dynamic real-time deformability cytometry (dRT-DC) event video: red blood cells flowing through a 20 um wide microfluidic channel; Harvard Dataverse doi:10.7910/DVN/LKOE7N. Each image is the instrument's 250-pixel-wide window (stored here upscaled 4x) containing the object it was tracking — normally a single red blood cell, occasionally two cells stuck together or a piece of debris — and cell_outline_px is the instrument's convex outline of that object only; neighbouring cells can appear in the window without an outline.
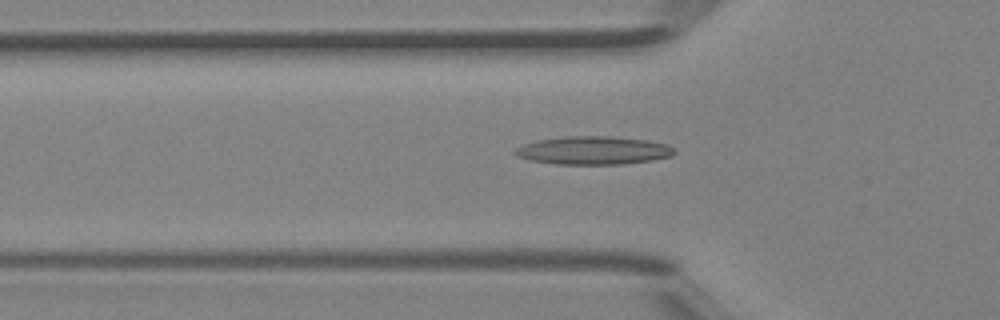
{"species": "Egyptian fruit bat (a non-hibernating species)", "species_latin": "Rousettus aegyptiacus", "temperature_condition": "room temperature", "stored_images_in_passage": 45, "camera_frame_rate_fps": 3000, "um_per_image_px": 0.085, "animal": {"sex": "female"}, "frame": {"image": 1, "passage_image": 15, "time_ms": 4.667, "image_size_px": [1000, 320], "cell_outline_px": [[676, 152], [672, 156], [652, 160], [624, 164], [556, 164], [532, 160], [516, 156], [512, 152], [516, 148], [524, 144], [536, 140], [568, 136], [608, 136], [648, 140], [668, 144], [676, 148]], "centroid_in_image_um": [50.47, 12.78], "position_along_channel_um": 75.3, "area_um2": 26.3}}
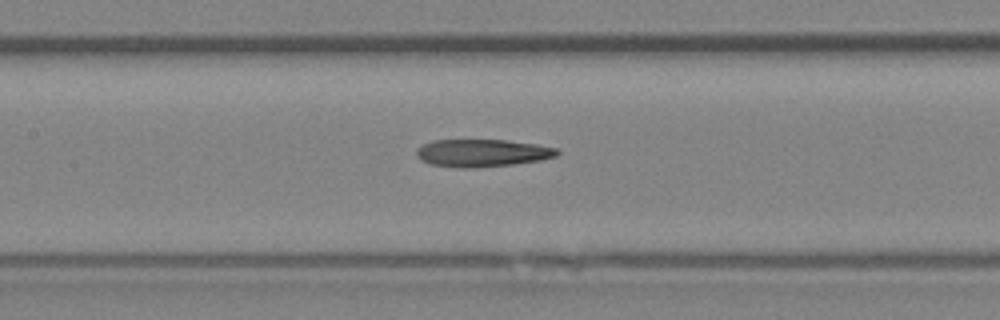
{"frame": {"image": 2, "passage_image": 21, "time_ms": 6.667, "image_size_px": [1000, 320], "cell_outline_px": [[560, 152], [556, 156], [540, 160], [512, 164], [472, 168], [460, 168], [432, 164], [420, 160], [416, 156], [416, 148], [432, 140], [508, 140], [536, 144], [556, 148]], "centroid_in_image_um": [40.96, 13.0], "position_along_channel_um": 166.4, "area_um2": 22.54}}
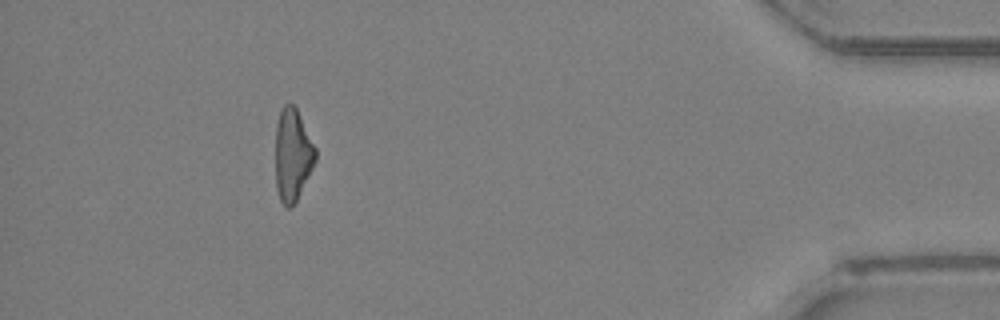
{"frame": {"image": 3, "passage_image": 41, "time_ms": 13.333, "image_size_px": [1000, 320], "cell_outline_px": [[316, 160], [296, 200], [288, 208], [284, 208], [280, 200], [276, 188], [276, 124], [280, 108], [284, 104], [292, 104], [296, 108], [316, 148]], "centroid_in_image_um": [24.85, 13.15], "position_along_channel_um": 410.3, "area_um2": 21.33}}